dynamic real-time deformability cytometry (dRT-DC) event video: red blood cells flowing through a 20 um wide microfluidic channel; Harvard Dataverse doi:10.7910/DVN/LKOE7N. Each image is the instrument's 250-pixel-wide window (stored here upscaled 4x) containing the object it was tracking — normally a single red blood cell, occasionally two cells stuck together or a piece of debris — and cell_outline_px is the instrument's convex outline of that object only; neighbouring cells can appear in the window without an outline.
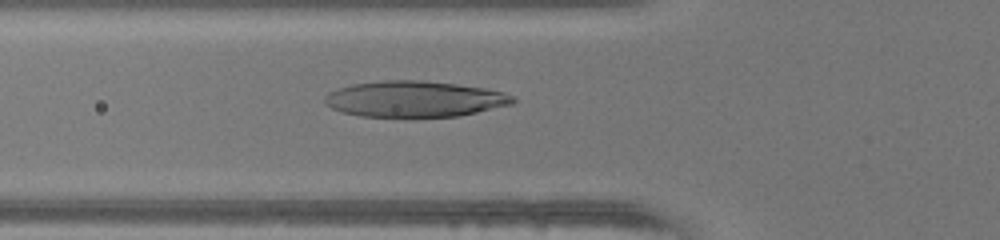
{"species": "human", "species_latin": "Homo sapiens", "temperature_condition": "warm", "stored_images_in_passage": 49, "camera_frame_rate_fps": 3000, "um_per_image_px": 0.085, "donor": {"sex": "female"}, "frame": {"image": 1, "passage_image": 18, "time_ms": 5.667, "image_size_px": [1000, 240], "cell_outline_px": [[516, 100], [512, 104], [460, 116], [360, 116], [340, 112], [324, 104], [324, 96], [328, 92], [352, 84], [380, 80], [420, 80], [456, 84], [484, 88], [504, 92], [512, 96]], "centroid_in_image_um": [35.2, 8.41], "position_along_channel_um": 90.6, "area_um2": 39.36}}
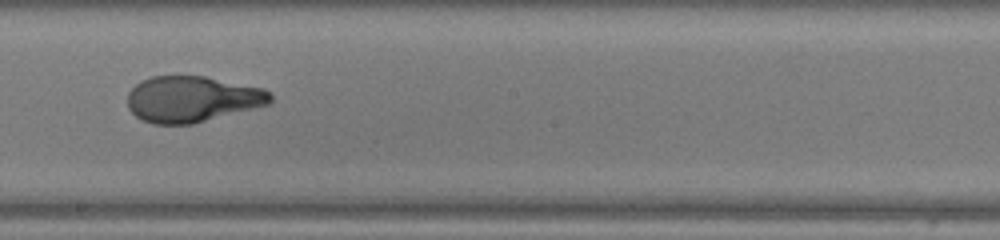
{"frame": {"image": 2, "passage_image": 28, "time_ms": 9.0, "image_size_px": [1000, 240], "cell_outline_px": [[272, 100], [268, 104], [192, 124], [152, 124], [140, 120], [128, 108], [128, 92], [140, 80], [152, 76], [204, 76], [264, 88], [272, 96]], "centroid_in_image_um": [16.29, 8.42], "position_along_channel_um": 231.9, "area_um2": 38.21}}
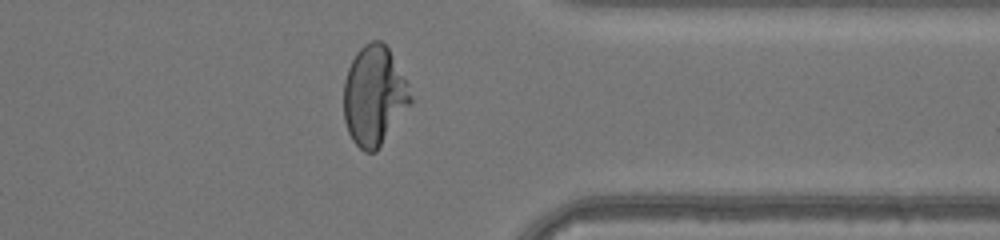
{"frame": {"image": 3, "passage_image": 39, "time_ms": 12.667, "image_size_px": [1000, 240], "cell_outline_px": [[412, 104], [376, 152], [364, 152], [352, 140], [348, 132], [344, 120], [344, 80], [348, 68], [356, 52], [364, 44], [372, 40], [380, 40], [388, 48], [408, 84], [412, 96]], "centroid_in_image_um": [31.81, 8.16], "position_along_channel_um": 379.6, "area_um2": 38.9}, "authors_computed_cell_mechanics": {"area_um2": 39.7086, "velocity_mm_per_s": 4.2474, "shape_relaxation_time_tau1_ms": 6.8973, "shape_relaxation_time_tau2_ms": null, "deformation_change_tau1": 0.3524, "deformation_change_tau2": null}}